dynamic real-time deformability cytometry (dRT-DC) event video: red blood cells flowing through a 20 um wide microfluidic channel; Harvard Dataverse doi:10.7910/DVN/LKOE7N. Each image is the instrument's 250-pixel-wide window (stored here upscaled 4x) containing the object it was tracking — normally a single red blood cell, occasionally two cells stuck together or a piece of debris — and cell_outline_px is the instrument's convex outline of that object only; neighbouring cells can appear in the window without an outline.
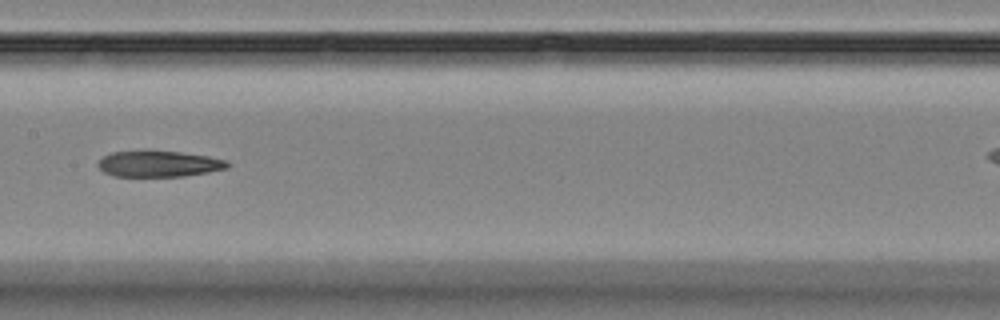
{"species": "Egyptian fruit bat (a non-hibernating species)", "species_latin": "Rousettus aegyptiacus", "temperature_condition": "room temperature", "stored_images_in_passage": 9, "segment_of_instrument_passage": [1, 2], "camera_frame_rate_fps": 3000, "um_per_image_px": 0.085, "animal": {"sex": "female"}, "frame": {"image": 1, "passage_image": 8, "time_ms": 8.333, "image_size_px": [1000, 320], "cell_outline_px": [[228, 168], [208, 172], [184, 176], [116, 176], [104, 172], [96, 164], [104, 156], [112, 152], [180, 152], [208, 156], [228, 160]], "centroid_in_image_um": [13.53, 13.94], "position_along_channel_um": 193.9, "area_um2": 19.19}}